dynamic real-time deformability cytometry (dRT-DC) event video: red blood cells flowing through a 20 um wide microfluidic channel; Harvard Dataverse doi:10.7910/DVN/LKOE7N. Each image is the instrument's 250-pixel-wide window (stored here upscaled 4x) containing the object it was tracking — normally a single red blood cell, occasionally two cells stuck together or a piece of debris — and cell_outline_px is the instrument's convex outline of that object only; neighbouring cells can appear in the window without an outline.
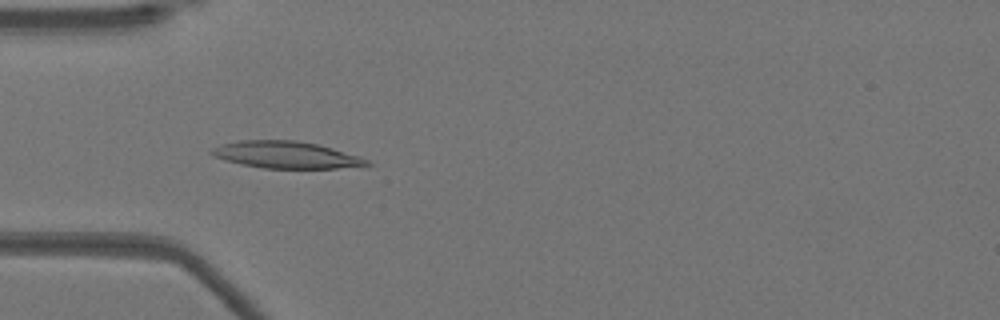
{"species": "Egyptian fruit bat (a non-hibernating species)", "species_latin": "Rousettus aegyptiacus", "temperature_condition": "warm", "stored_images_in_passage": 40, "camera_frame_rate_fps": 3000, "um_per_image_px": 0.085, "animal": {"sex": "female"}, "frame": {"image": 1, "passage_image": 4, "time_ms": 1.0, "image_size_px": [1000, 320], "cell_outline_px": [[372, 164], [364, 168], [264, 168], [240, 164], [224, 160], [208, 152], [212, 148], [220, 144], [240, 140], [296, 140], [316, 144], [332, 148], [360, 156], [368, 160]], "centroid_in_image_um": [24.37, 13.17], "position_along_channel_um": 60.6, "area_um2": 24.62}}
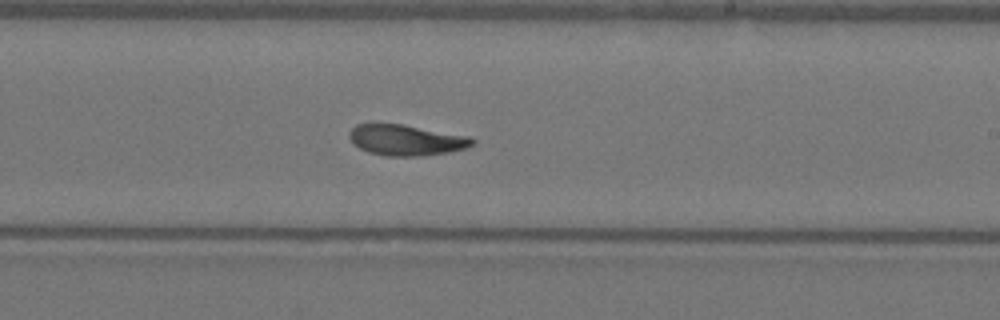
{"frame": {"image": 2, "passage_image": 19, "time_ms": 6.0, "image_size_px": [1000, 320], "cell_outline_px": [[476, 144], [468, 148], [448, 152], [420, 156], [384, 156], [368, 152], [352, 144], [348, 136], [348, 132], [356, 124], [376, 120], [404, 124], [472, 136], [476, 140]], "centroid_in_image_um": [34.49, 11.86], "position_along_channel_um": 254.5, "area_um2": 23.24}}
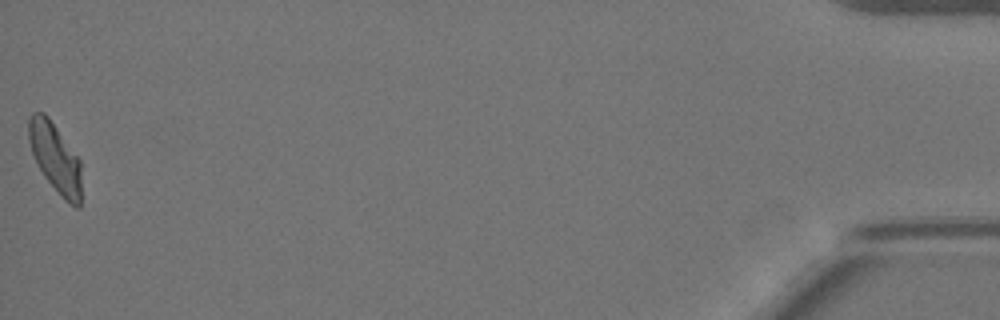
{"frame": {"image": 3, "passage_image": 40, "time_ms": 13.0, "image_size_px": [1000, 320], "cell_outline_px": [[80, 208], [76, 208], [68, 204], [60, 196], [44, 176], [32, 152], [28, 140], [28, 120], [32, 112], [44, 112], [48, 116], [80, 160]], "centroid_in_image_um": [4.69, 13.42], "position_along_channel_um": 430.5, "area_um2": 21.15}, "authors_computed_cell_mechanics": {"area_um2": 22.1663, "velocity_mm_per_s": 3.9178, "shape_relaxation_time_tau1_ms": 7.2887, "shape_relaxation_time_tau2_ms": 2.655, "deformation_change_tau1": 0.2241, "deformation_change_tau2": 0.0937}}